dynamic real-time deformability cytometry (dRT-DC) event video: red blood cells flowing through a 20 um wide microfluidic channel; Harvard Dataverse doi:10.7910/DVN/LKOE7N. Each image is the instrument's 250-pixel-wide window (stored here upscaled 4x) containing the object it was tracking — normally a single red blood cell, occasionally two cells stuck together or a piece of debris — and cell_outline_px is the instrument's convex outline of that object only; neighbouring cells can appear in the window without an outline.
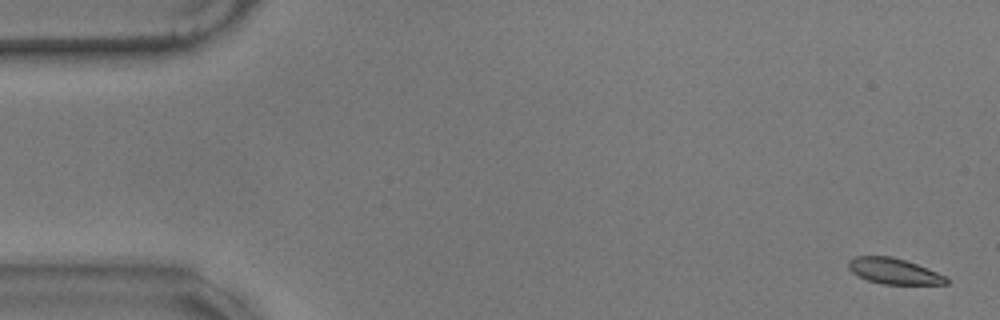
{"species": "common noctule bat (a hibernating species)", "species_latin": "Nyctalus noctula", "temperature_condition": "warm", "stored_images_in_passage": 58, "camera_frame_rate_fps": 3000, "um_per_image_px": 0.085, "animal": {"sex": "male", "body_mass_g": 17.9}, "frame": {"image": 1, "passage_image": 2, "time_ms": 0.333, "image_size_px": [1000, 320], "cell_outline_px": [[948, 284], [884, 284], [868, 280], [852, 272], [848, 268], [848, 260], [856, 256], [892, 256], [916, 264], [948, 276]], "centroid_in_image_um": [76.0, 23.04], "position_along_channel_um": 9.0, "area_um2": 14.62}}
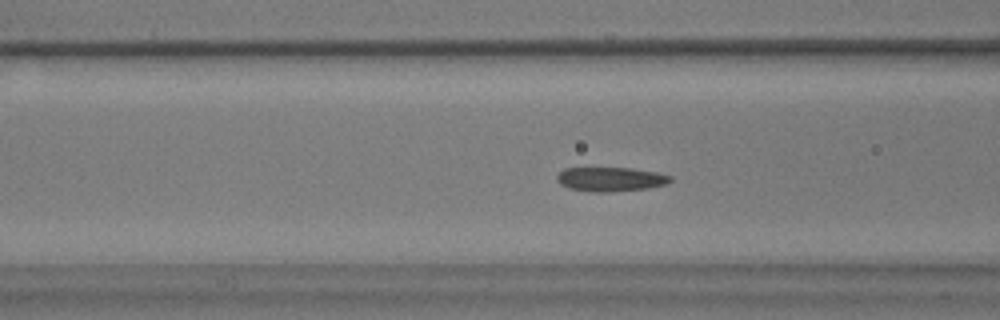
{"frame": {"image": 2, "passage_image": 22, "time_ms": 7.0, "image_size_px": [1000, 320], "cell_outline_px": [[672, 180], [664, 184], [648, 188], [612, 192], [592, 192], [568, 188], [560, 184], [556, 180], [556, 176], [564, 168], [628, 168], [656, 172], [672, 176]], "centroid_in_image_um": [51.86, 15.24], "position_along_channel_um": 114.7, "area_um2": 16.01}}
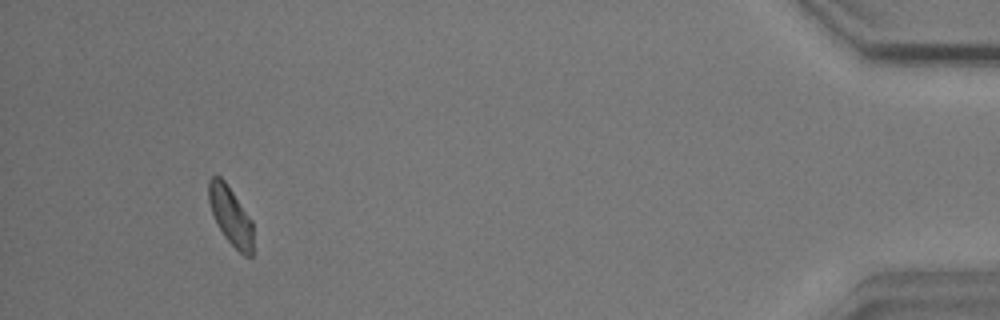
{"frame": {"image": 3, "passage_image": 54, "time_ms": 17.667, "image_size_px": [1000, 320], "cell_outline_px": [[252, 256], [244, 256], [224, 236], [212, 212], [208, 200], [208, 180], [212, 176], [220, 176], [224, 180], [252, 220]], "centroid_in_image_um": [19.59, 18.32], "position_along_channel_um": 415.6, "area_um2": 14.8}, "authors_computed_cell_mechanics": {"area_um2": 15.895, "velocity_mm_per_s": 3.4896, "shape_relaxation_time_tau1_ms": 2.2693, "shape_relaxation_time_tau2_ms": 1.7074, "deformation_change_tau1": 0.1297, "deformation_change_tau2": 0.1013}}